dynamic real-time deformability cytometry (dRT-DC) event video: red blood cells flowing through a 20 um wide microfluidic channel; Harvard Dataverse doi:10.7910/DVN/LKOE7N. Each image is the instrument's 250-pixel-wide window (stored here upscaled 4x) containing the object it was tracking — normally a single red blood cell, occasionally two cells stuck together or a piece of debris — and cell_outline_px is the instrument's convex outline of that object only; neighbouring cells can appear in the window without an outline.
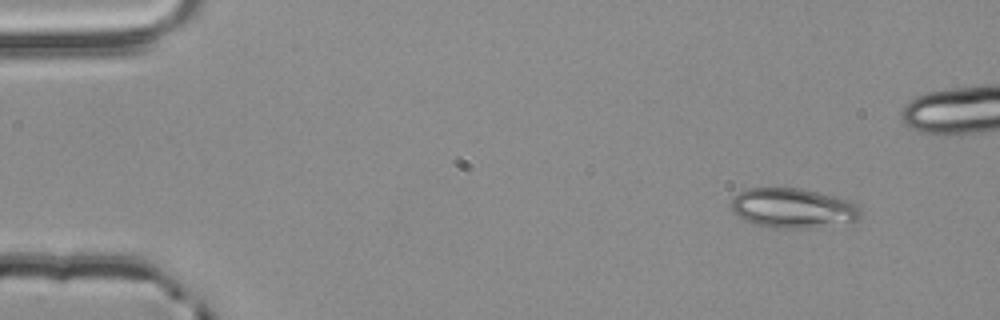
{"species": "common noctule bat (a hibernating species)", "species_latin": "Nyctalus noctula", "temperature_condition": "room temperature", "stored_images_in_passage": 5, "segment_of_instrument_passage": [1, 2], "camera_frame_rate_fps": 3000, "um_per_image_px": 0.085, "animal": {"sex": "male", "body_mass_g": 20.4}, "frame": {"image": 1, "passage_image": 1, "time_ms": 0.0, "image_size_px": [1000, 320], "cell_outline_px": [[860, 216], [856, 220], [812, 228], [772, 228], [752, 224], [744, 220], [732, 212], [732, 200], [744, 188], [800, 188], [848, 200], [860, 212]], "centroid_in_image_um": [67.31, 17.7], "position_along_channel_um": 17.7, "area_um2": 29.59}}
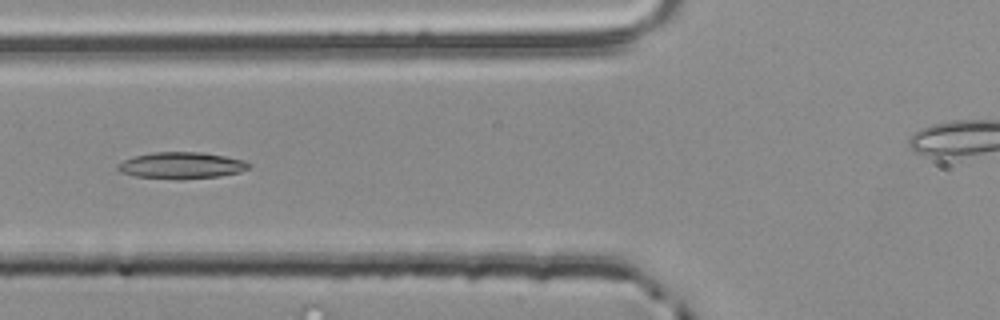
{"frame": {"image": 2, "passage_image": 4, "time_ms": 1.0, "image_size_px": [1000, 320], "cell_outline_px": [[252, 164], [248, 168], [240, 172], [220, 176], [136, 176], [120, 172], [116, 168], [116, 164], [132, 156], [152, 152], [200, 152], [224, 156], [244, 160]], "centroid_in_image_um": [15.41, 14.0], "position_along_channel_um": 110.4, "area_um2": 19.25}}